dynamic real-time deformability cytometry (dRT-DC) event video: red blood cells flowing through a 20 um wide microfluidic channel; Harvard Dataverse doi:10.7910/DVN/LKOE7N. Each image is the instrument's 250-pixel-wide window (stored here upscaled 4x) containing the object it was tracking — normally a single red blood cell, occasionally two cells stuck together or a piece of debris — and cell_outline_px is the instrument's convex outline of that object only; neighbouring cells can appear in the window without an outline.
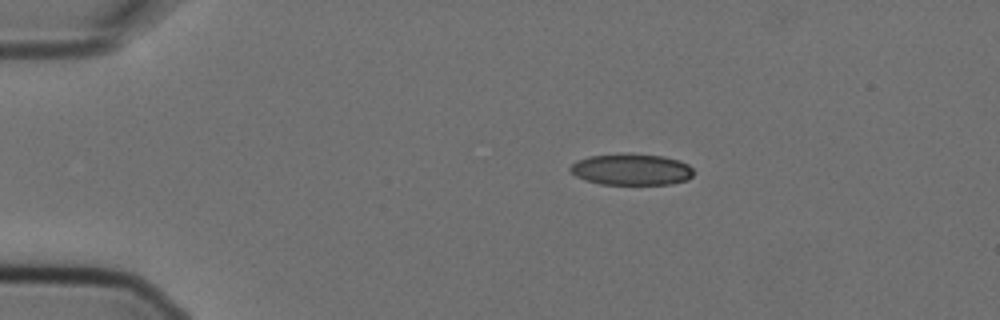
{"species": "Egyptian fruit bat (a non-hibernating species)", "species_latin": "Rousettus aegyptiacus", "temperature_condition": "cold", "stored_images_in_passage": 4, "camera_frame_rate_fps": 3000, "um_per_image_px": 0.085, "animal": {"sex": "female"}, "frame": {"image": 1, "passage_image": 1, "time_ms": 0.0, "image_size_px": [1000, 320], "cell_outline_px": [[692, 176], [688, 180], [672, 184], [600, 184], [584, 180], [576, 176], [568, 168], [576, 160], [588, 156], [624, 152], [664, 156], [680, 160], [688, 164], [692, 168]], "centroid_in_image_um": [53.66, 14.38], "position_along_channel_um": 31.3, "area_um2": 23.0}}
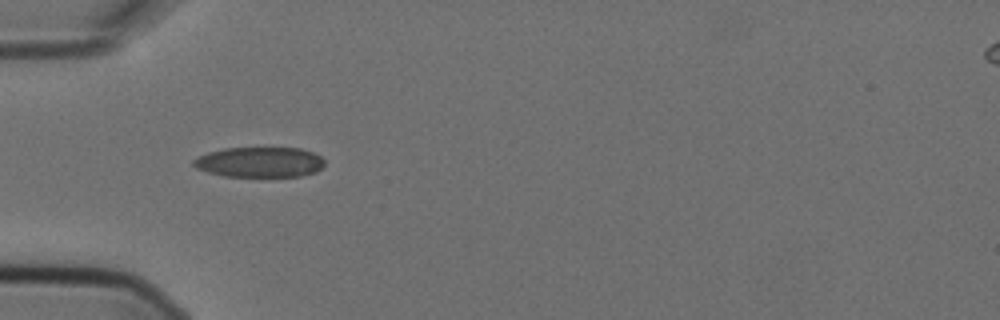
{"frame": {"image": 2, "passage_image": 3, "time_ms": 0.667, "image_size_px": [1000, 320], "cell_outline_px": [[324, 164], [316, 172], [300, 176], [224, 176], [208, 172], [196, 168], [192, 164], [192, 160], [208, 152], [224, 148], [300, 148], [312, 152], [320, 156], [324, 160]], "centroid_in_image_um": [22.06, 13.78], "position_along_channel_um": 62.9, "area_um2": 23.0}}
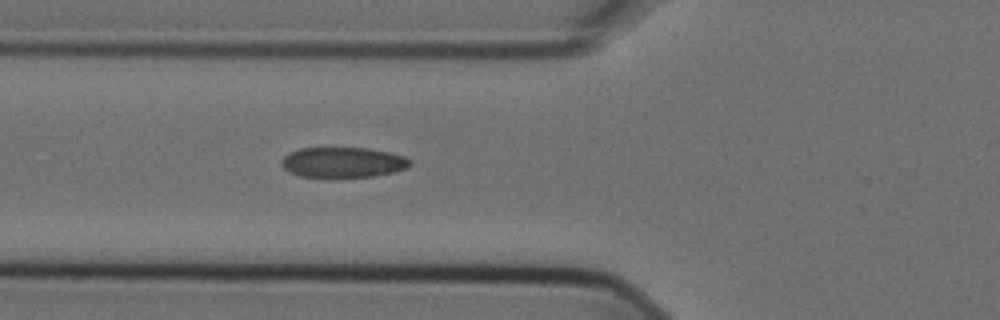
{"frame": {"image": 3, "passage_image": 4, "time_ms": 1.0, "image_size_px": [1000, 320], "cell_outline_px": [[412, 164], [408, 168], [392, 172], [372, 176], [328, 180], [300, 176], [288, 172], [280, 164], [280, 160], [288, 152], [300, 148], [368, 148], [388, 152], [404, 156], [412, 160]], "centroid_in_image_um": [29.1, 13.84], "position_along_channel_um": 96.7, "area_um2": 23.64}}